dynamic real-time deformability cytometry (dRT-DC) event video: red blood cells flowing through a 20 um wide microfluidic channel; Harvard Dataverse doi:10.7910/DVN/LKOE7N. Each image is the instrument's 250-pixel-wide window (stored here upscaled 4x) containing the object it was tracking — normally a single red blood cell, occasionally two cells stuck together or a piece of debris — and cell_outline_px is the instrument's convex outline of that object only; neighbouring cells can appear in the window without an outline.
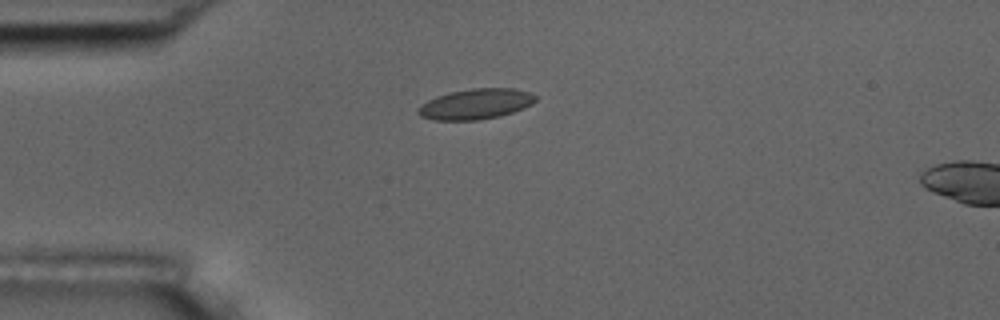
{"species": "common noctule bat (a hibernating species)", "species_latin": "Nyctalus noctula", "temperature_condition": "room temperature", "stored_images_in_passage": 41, "camera_frame_rate_fps": 3000, "um_per_image_px": 0.085, "animal": {"sex": "male", "body_mass_g": 17.5, "forearm_length_mm": 52.3}, "frame": {"image": 1, "passage_image": 1, "time_ms": 0.0, "image_size_px": [1000, 320], "cell_outline_px": [[536, 100], [532, 104], [524, 108], [500, 116], [480, 120], [432, 120], [420, 116], [416, 112], [416, 108], [420, 104], [436, 96], [448, 92], [472, 88], [512, 88], [532, 92], [536, 96]], "centroid_in_image_um": [40.41, 8.84], "position_along_channel_um": 44.6, "area_um2": 21.15}}
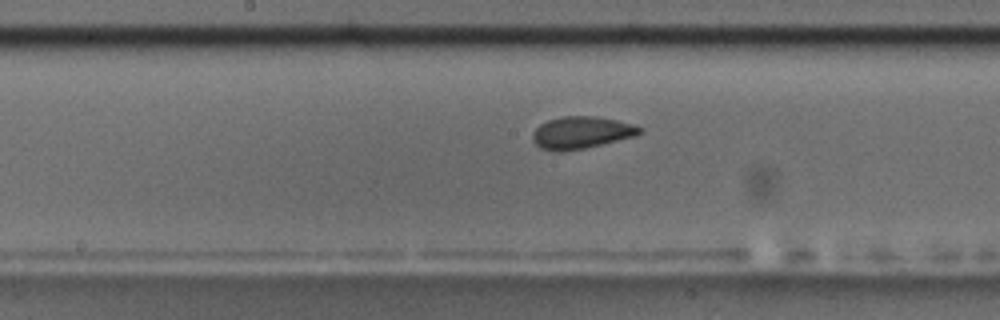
{"frame": {"image": 2, "passage_image": 15, "time_ms": 4.667, "image_size_px": [1000, 320], "cell_outline_px": [[644, 132], [636, 136], [584, 148], [560, 152], [556, 152], [540, 148], [532, 140], [532, 132], [540, 124], [548, 120], [560, 116], [596, 116], [616, 120], [632, 124], [644, 128]], "centroid_in_image_um": [49.41, 11.27], "position_along_channel_um": 198.8, "area_um2": 20.23}}
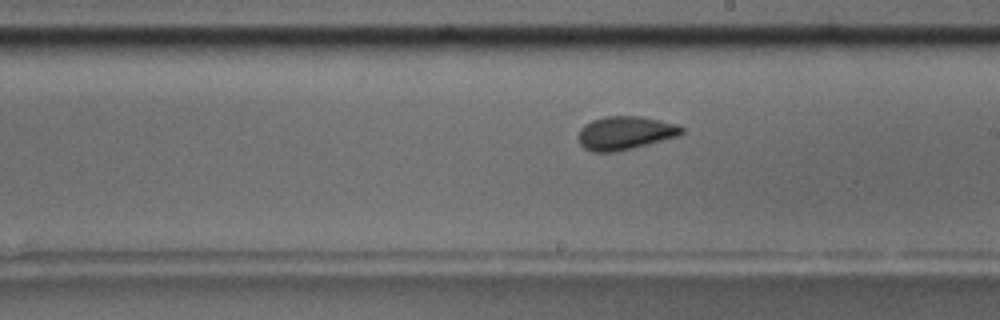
{"frame": {"image": 3, "passage_image": 18, "time_ms": 5.667, "image_size_px": [1000, 320], "cell_outline_px": [[684, 132], [680, 136], [632, 148], [612, 152], [592, 152], [584, 148], [580, 144], [580, 128], [584, 124], [592, 120], [604, 116], [640, 116], [660, 120], [676, 124], [684, 128]], "centroid_in_image_um": [53.16, 11.29], "position_along_channel_um": 235.8, "area_um2": 20.11}, "authors_computed_cell_mechanics": {"area_um2": 19.9988, "velocity_mm_per_s": 3.7249, "shape_relaxation_time_tau1_ms": 5.4325, "shape_relaxation_time_tau2_ms": 1.9741, "deformation_change_tau1": 0.1214, "deformation_change_tau2": 0.0639}}